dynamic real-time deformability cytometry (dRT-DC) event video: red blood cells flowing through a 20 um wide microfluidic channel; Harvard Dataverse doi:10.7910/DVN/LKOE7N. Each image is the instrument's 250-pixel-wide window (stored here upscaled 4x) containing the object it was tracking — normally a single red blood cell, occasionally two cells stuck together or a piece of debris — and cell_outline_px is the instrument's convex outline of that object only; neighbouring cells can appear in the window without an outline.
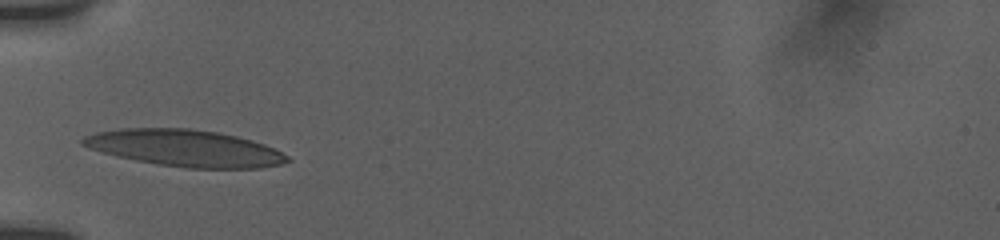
{"species": "human", "species_latin": "Homo sapiens", "temperature_condition": "room temperature", "stored_images_in_passage": 31, "camera_frame_rate_fps": 3000, "um_per_image_px": 0.085, "donor": {"sex": "female"}, "frame": {"image": 1, "passage_image": 1, "time_ms": 0.0, "image_size_px": [1000, 240], "cell_outline_px": [[292, 160], [280, 164], [260, 168], [184, 168], [136, 160], [116, 156], [100, 152], [88, 148], [80, 144], [80, 140], [84, 136], [96, 132], [120, 128], [188, 128], [216, 132], [236, 136], [252, 140], [264, 144], [288, 156]], "centroid_in_image_um": [15.67, 12.59], "position_along_channel_um": 69.3, "area_um2": 43.7}}
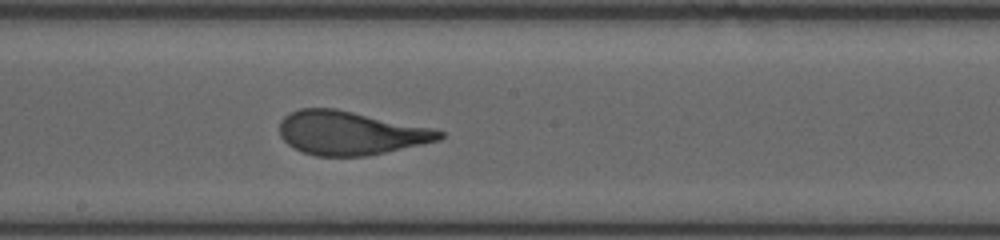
{"frame": {"image": 2, "passage_image": 17, "time_ms": 4.0, "image_size_px": [1000, 240], "cell_outline_px": [[444, 136], [440, 140], [368, 156], [316, 156], [304, 152], [288, 144], [280, 136], [280, 120], [284, 116], [300, 108], [336, 108], [432, 128], [444, 132]], "centroid_in_image_um": [29.78, 11.3], "position_along_channel_um": 218.4, "area_um2": 40.58}}
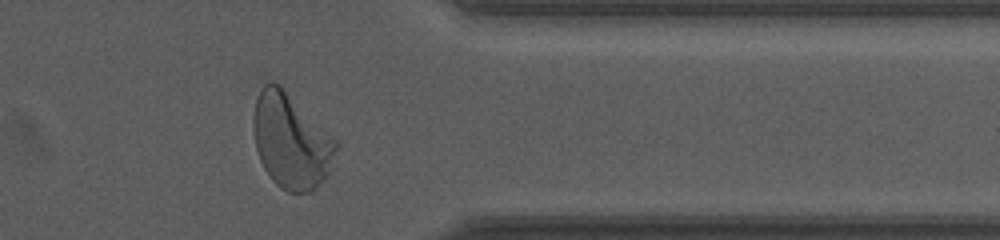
{"frame": {"image": 3, "passage_image": 29, "time_ms": 8.667, "image_size_px": [1000, 240], "cell_outline_px": [[336, 148], [328, 172], [324, 180], [312, 192], [288, 192], [280, 188], [272, 180], [264, 168], [260, 160], [256, 148], [252, 128], [252, 116], [256, 96], [260, 88], [264, 84], [272, 80], [280, 84], [336, 140]], "centroid_in_image_um": [24.68, 11.96], "position_along_channel_um": 386.7, "area_um2": 45.6}, "authors_computed_cell_mechanics": {"area_um2": 40.8646, "velocity_mm_per_s": 3.774, "shape_relaxation_time_tau1_ms": 3.5816, "shape_relaxation_time_tau2_ms": 0.9915, "deformation_change_tau1": 0.2129, "deformation_change_tau2": 0.0678}}